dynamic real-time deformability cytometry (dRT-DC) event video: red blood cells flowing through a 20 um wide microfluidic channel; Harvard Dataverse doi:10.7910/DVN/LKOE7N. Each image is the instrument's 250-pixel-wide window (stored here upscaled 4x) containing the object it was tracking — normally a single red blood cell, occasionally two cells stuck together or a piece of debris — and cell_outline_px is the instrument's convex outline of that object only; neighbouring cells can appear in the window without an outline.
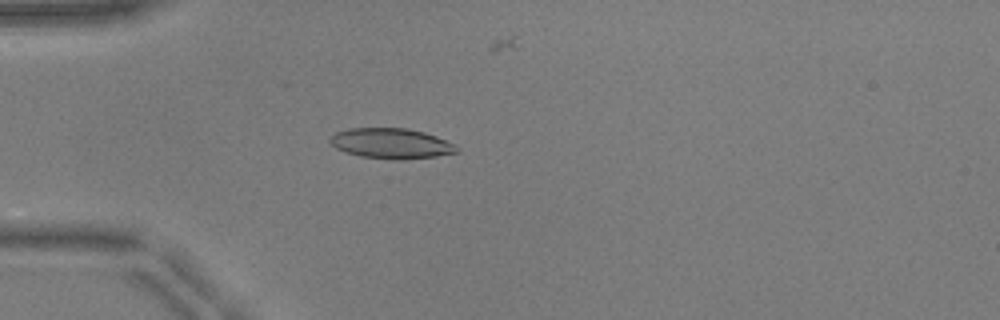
{"species": "common noctule bat (a hibernating species)", "species_latin": "Nyctalus noctula", "temperature_condition": "warm", "stored_images_in_passage": 39, "camera_frame_rate_fps": 3000, "um_per_image_px": 0.085, "animal": {"sex": "male", "body_mass_g": 17.9, "forearm_length_mm": 54.2}, "frame": {"image": 1, "passage_image": 3, "time_ms": 0.667, "image_size_px": [1000, 320], "cell_outline_px": [[460, 152], [436, 156], [404, 160], [392, 160], [360, 156], [344, 152], [336, 148], [328, 140], [336, 132], [348, 128], [408, 128], [424, 132], [436, 136], [456, 144], [460, 148]], "centroid_in_image_um": [33.29, 12.2], "position_along_channel_um": 51.7, "area_um2": 22.72}}
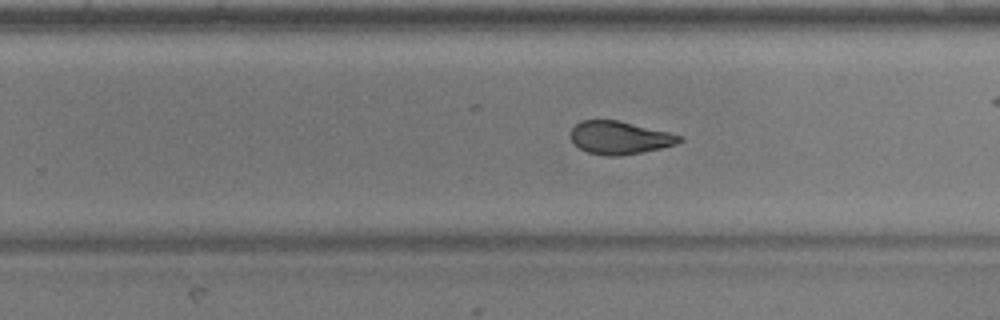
{"frame": {"image": 2, "passage_image": 21, "time_ms": 6.667, "image_size_px": [1000, 320], "cell_outline_px": [[684, 140], [676, 144], [660, 148], [620, 156], [608, 156], [588, 152], [580, 148], [568, 136], [572, 128], [580, 120], [620, 120], [684, 136]], "centroid_in_image_um": [52.67, 11.69], "position_along_channel_um": 277.1, "area_um2": 20.92}}
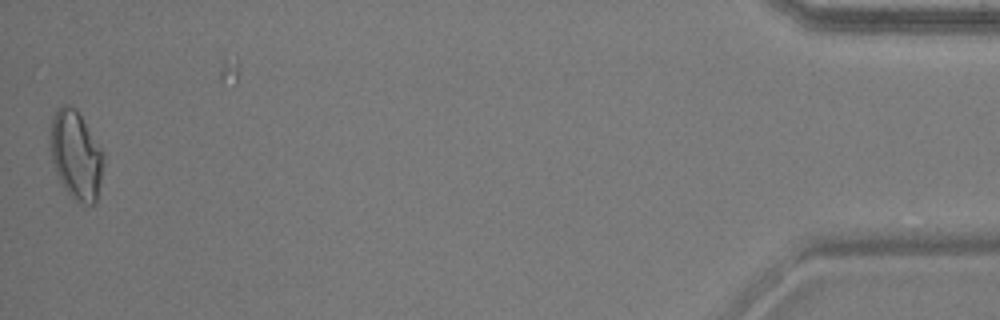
{"frame": {"image": 3, "passage_image": 39, "time_ms": 12.667, "image_size_px": [1000, 320], "cell_outline_px": [[104, 164], [96, 204], [84, 204], [76, 200], [60, 184], [52, 164], [48, 144], [48, 136], [52, 116], [56, 108], [64, 104], [76, 108], [104, 152]], "centroid_in_image_um": [6.42, 13.16], "position_along_channel_um": 428.8, "area_um2": 28.21}, "authors_computed_cell_mechanics": {"area_um2": 21.5016, "velocity_mm_per_s": 3.9608, "shape_relaxation_time_tau1_ms": null, "shape_relaxation_time_tau2_ms": 1.8613, "deformation_change_tau1": null, "deformation_change_tau2": 0.0907}}